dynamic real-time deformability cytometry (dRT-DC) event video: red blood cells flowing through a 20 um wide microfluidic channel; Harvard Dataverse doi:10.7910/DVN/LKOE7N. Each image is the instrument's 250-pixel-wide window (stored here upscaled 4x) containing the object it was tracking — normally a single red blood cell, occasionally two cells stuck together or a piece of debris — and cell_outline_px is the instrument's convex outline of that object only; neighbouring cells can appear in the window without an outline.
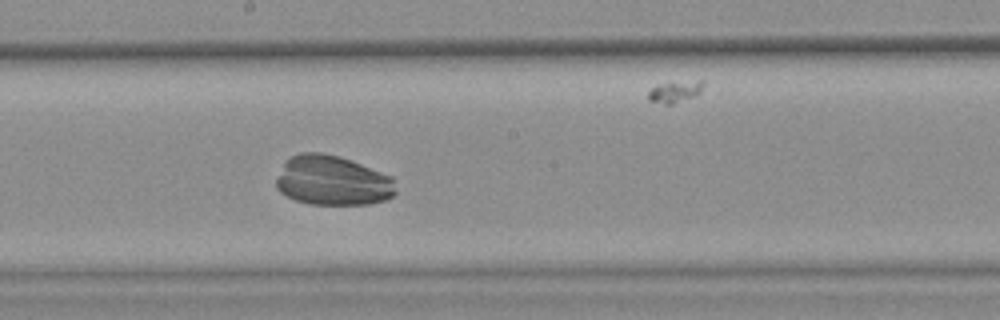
{"species": "common noctule bat (a hibernating species)", "species_latin": "Nyctalus noctula", "temperature_condition": "warm", "stored_images_in_passage": 44, "camera_frame_rate_fps": 3000, "um_per_image_px": 0.085, "animal": {"sex": "female", "body_mass_g": 25.1}, "frame": {"image": 1, "passage_image": 28, "time_ms": 9.0, "image_size_px": [1000, 320], "cell_outline_px": [[396, 192], [388, 200], [368, 204], [308, 204], [296, 200], [280, 192], [276, 188], [276, 180], [284, 160], [288, 156], [300, 152], [320, 152], [340, 156], [392, 176]], "centroid_in_image_um": [28.24, 15.34], "position_along_channel_um": 220.0, "area_um2": 34.97}}